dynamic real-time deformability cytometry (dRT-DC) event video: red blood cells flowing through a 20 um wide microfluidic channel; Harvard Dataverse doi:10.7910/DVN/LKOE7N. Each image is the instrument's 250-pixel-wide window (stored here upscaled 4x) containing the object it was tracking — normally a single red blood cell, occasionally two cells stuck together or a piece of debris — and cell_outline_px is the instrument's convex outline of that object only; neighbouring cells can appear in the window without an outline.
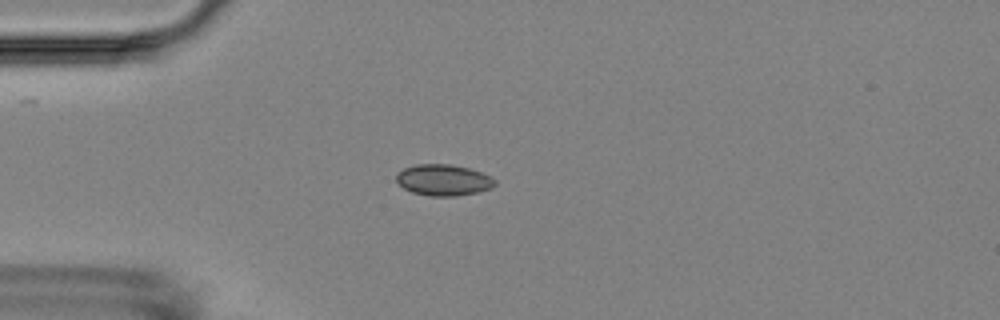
{"species": "Egyptian fruit bat (a non-hibernating species)", "species_latin": "Rousettus aegyptiacus", "temperature_condition": "room temperature", "stored_images_in_passage": 3, "camera_frame_rate_fps": 3000, "um_per_image_px": 0.085, "animal": {"sex": "female"}, "frame": {"image": 1, "passage_image": 1, "time_ms": 0.0, "image_size_px": [1000, 320], "cell_outline_px": [[496, 184], [492, 188], [476, 192], [456, 196], [428, 196], [412, 192], [396, 184], [396, 172], [404, 168], [416, 164], [452, 164], [468, 168], [480, 172], [496, 180]], "centroid_in_image_um": [37.64, 15.3], "position_along_channel_um": 47.4, "area_um2": 18.03}}